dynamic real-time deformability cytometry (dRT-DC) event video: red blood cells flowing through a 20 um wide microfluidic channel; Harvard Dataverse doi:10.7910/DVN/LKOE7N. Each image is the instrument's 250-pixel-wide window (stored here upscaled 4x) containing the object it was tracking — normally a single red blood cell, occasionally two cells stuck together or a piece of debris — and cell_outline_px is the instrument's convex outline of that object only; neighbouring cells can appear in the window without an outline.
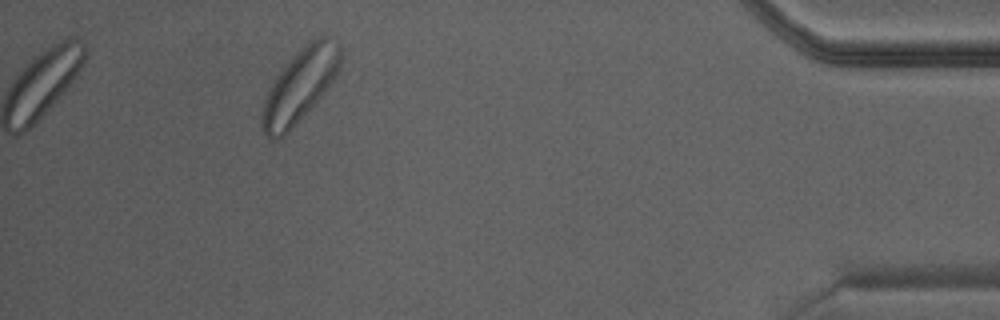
{"species": "Egyptian fruit bat (a non-hibernating species)", "species_latin": "Rousettus aegyptiacus", "temperature_condition": "warm", "stored_images_in_passage": 22, "camera_frame_rate_fps": 3000, "um_per_image_px": 0.085, "animal": {"sex": "male"}, "frame": {"image": 1, "passage_image": 20, "time_ms": 6.333, "image_size_px": [1000, 320], "cell_outline_px": [[340, 72], [324, 92], [292, 128], [284, 136], [276, 140], [272, 140], [264, 132], [260, 120], [264, 96], [276, 76], [288, 60], [304, 44], [316, 36], [328, 36], [340, 44]], "centroid_in_image_um": [25.48, 7.25], "position_along_channel_um": 409.7, "area_um2": 33.52}}